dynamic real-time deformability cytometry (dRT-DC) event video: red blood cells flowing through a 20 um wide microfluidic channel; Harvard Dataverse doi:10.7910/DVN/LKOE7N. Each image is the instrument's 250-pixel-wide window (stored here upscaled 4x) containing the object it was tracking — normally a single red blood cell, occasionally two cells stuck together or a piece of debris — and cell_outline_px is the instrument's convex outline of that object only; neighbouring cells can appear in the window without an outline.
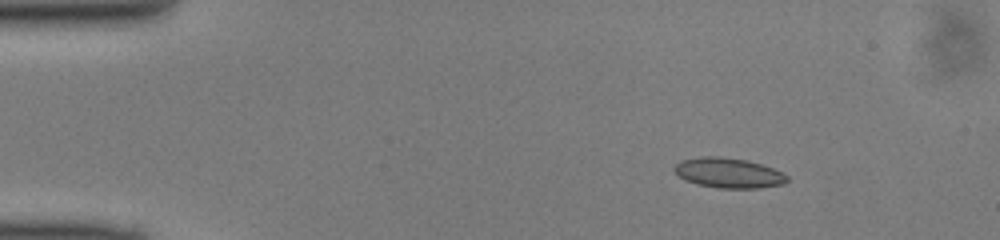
{"species": "common noctule bat (a hibernating species)", "species_latin": "Nyctalus noctula", "temperature_condition": "cold", "stored_images_in_passage": 45, "segment_of_instrument_passage": [1, 2], "camera_frame_rate_fps": 3000, "um_per_image_px": 0.085, "animal": {"sex": "male", "body_mass_g": 13.0, "forearm_length_mm": 53.1}, "frame": {"image": 1, "passage_image": 2, "time_ms": 0.333, "image_size_px": [1000, 240], "cell_outline_px": [[788, 180], [784, 184], [760, 188], [716, 188], [696, 184], [684, 180], [672, 168], [680, 160], [700, 156], [720, 156], [748, 160], [772, 168], [788, 176]], "centroid_in_image_um": [61.89, 14.7], "position_along_channel_um": 23.1, "area_um2": 19.88}}
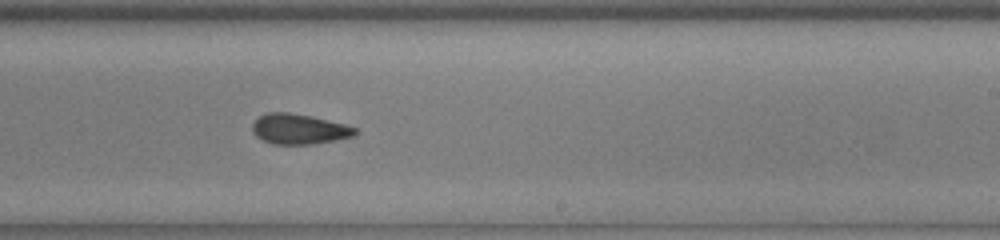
{"frame": {"image": 2, "passage_image": 25, "time_ms": 8.0, "image_size_px": [1000, 240], "cell_outline_px": [[360, 132], [352, 136], [336, 140], [312, 144], [272, 144], [256, 136], [252, 132], [252, 124], [260, 116], [268, 112], [288, 112], [312, 116], [344, 124], [356, 128]], "centroid_in_image_um": [25.42, 10.97], "position_along_channel_um": 263.6, "area_um2": 18.09}}
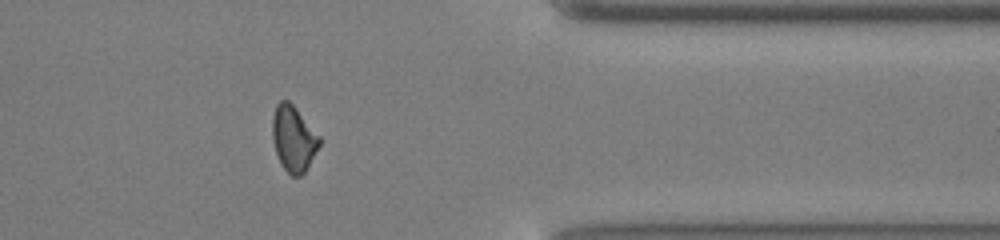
{"frame": {"image": 3, "passage_image": 35, "time_ms": 11.333, "image_size_px": [1000, 240], "cell_outline_px": [[320, 144], [304, 172], [300, 176], [292, 176], [280, 164], [276, 152], [272, 136], [272, 116], [276, 104], [280, 100], [288, 100], [296, 108], [320, 136]], "centroid_in_image_um": [24.93, 11.76], "position_along_channel_um": 386.5, "area_um2": 17.86}}